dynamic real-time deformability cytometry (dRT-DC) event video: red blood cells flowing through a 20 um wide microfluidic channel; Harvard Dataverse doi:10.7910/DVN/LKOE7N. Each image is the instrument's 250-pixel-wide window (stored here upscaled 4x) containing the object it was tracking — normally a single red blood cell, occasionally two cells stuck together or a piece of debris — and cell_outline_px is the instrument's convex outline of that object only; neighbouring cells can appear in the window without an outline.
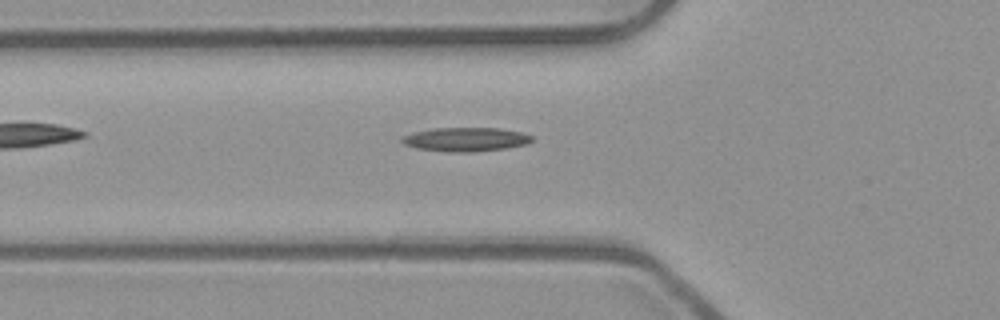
{"species": "common noctule bat (a hibernating species)", "species_latin": "Nyctalus noctula", "temperature_condition": "room temperature", "stored_images_in_passage": 35, "camera_frame_rate_fps": 3000, "um_per_image_px": 0.085, "animal": {"sex": "male", "body_mass_g": 23.1, "forearm_length_mm": 52.7}, "frame": {"image": 1, "passage_image": 7, "time_ms": 2.0, "image_size_px": [1000, 320], "cell_outline_px": [[532, 140], [528, 144], [504, 148], [476, 152], [448, 152], [416, 148], [404, 144], [400, 140], [404, 136], [412, 132], [432, 128], [500, 128], [520, 132], [532, 136]], "centroid_in_image_um": [39.56, 11.85], "position_along_channel_um": 86.2, "area_um2": 18.15}}
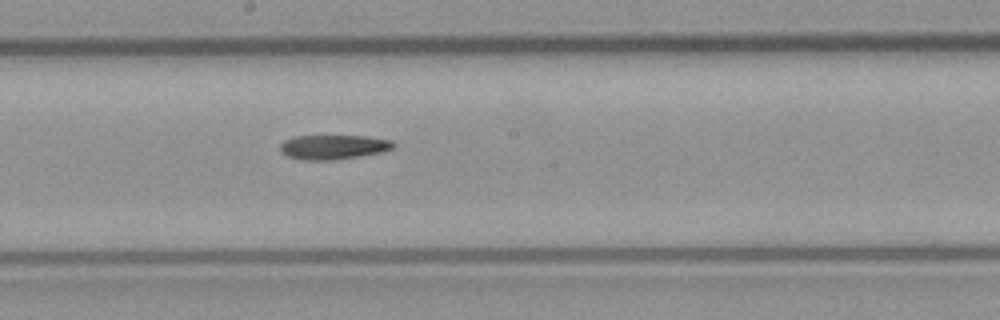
{"frame": {"image": 2, "passage_image": 17, "time_ms": 5.333, "image_size_px": [1000, 320], "cell_outline_px": [[396, 144], [392, 148], [384, 152], [332, 160], [304, 160], [288, 156], [280, 152], [280, 144], [284, 140], [296, 136], [364, 136], [392, 140]], "centroid_in_image_um": [28.33, 12.49], "position_along_channel_um": 219.9, "area_um2": 16.13}}
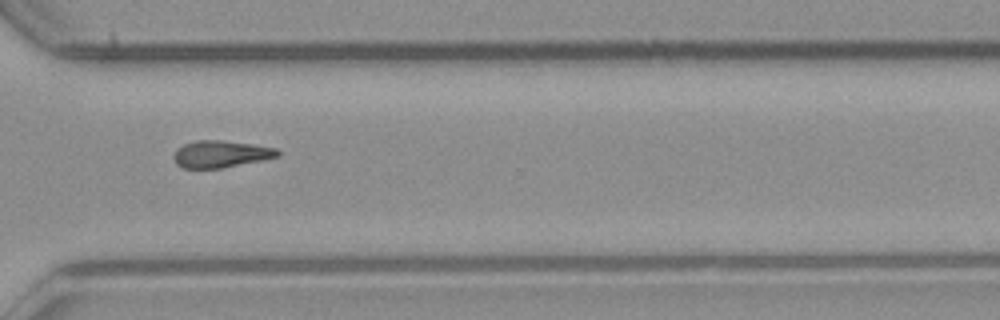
{"frame": {"image": 3, "passage_image": 27, "time_ms": 8.667, "image_size_px": [1000, 320], "cell_outline_px": [[280, 156], [220, 168], [184, 168], [176, 164], [172, 156], [176, 148], [184, 144], [196, 140], [220, 140], [252, 144], [276, 148], [280, 152]], "centroid_in_image_um": [18.72, 13.08], "position_along_channel_um": 351.9, "area_um2": 16.24}}